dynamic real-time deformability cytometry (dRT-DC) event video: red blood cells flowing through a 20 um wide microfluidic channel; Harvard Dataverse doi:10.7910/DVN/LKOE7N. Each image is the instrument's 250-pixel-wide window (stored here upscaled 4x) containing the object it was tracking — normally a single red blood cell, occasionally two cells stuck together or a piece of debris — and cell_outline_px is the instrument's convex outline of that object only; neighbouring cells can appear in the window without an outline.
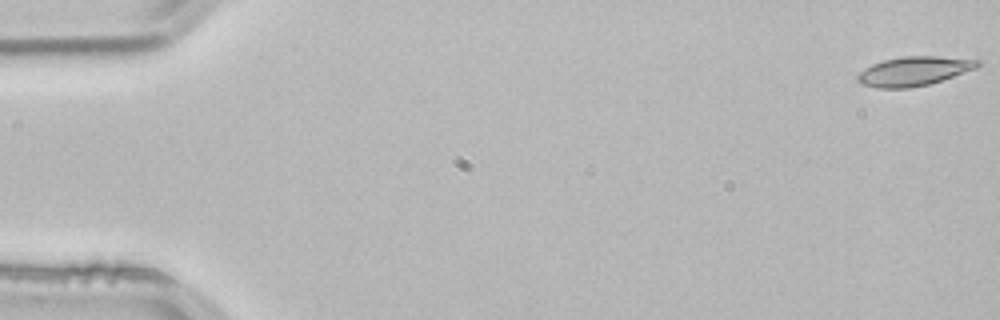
{"species": "common noctule bat (a hibernating species)", "species_latin": "Nyctalus noctula", "temperature_condition": "room temperature", "stored_images_in_passage": 53, "camera_frame_rate_fps": 3000, "um_per_image_px": 0.085, "animal": {"sex": "male", "body_mass_g": 21.5, "forearm_length_mm": 52.0}, "frame": {"image": 1, "passage_image": 1, "time_ms": 0.0, "image_size_px": [1000, 320], "cell_outline_px": [[980, 64], [976, 68], [928, 84], [908, 88], [876, 88], [860, 84], [856, 80], [856, 76], [864, 68], [872, 64], [884, 60], [904, 56], [936, 56], [980, 60]], "centroid_in_image_um": [77.62, 6.05], "position_along_channel_um": 7.4, "area_um2": 20.23}}
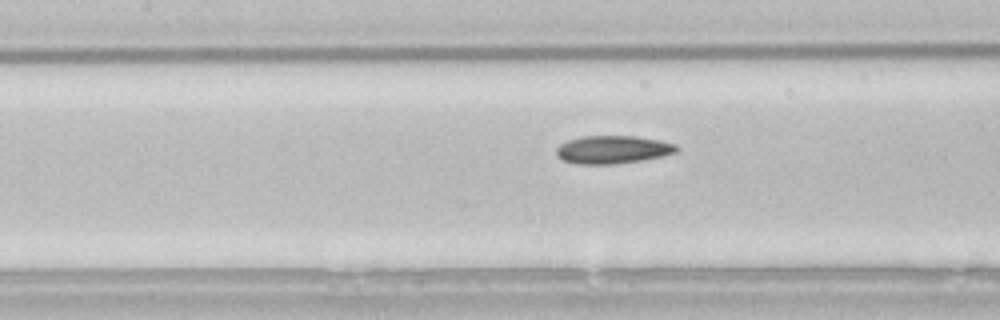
{"frame": {"image": 2, "passage_image": 24, "time_ms": 7.667, "image_size_px": [1000, 320], "cell_outline_px": [[680, 148], [676, 152], [660, 156], [640, 160], [616, 164], [576, 164], [564, 160], [556, 156], [556, 148], [560, 144], [568, 140], [580, 136], [636, 136], [660, 140], [676, 144]], "centroid_in_image_um": [52.06, 12.71], "position_along_channel_um": 155.3, "area_um2": 19.65}}
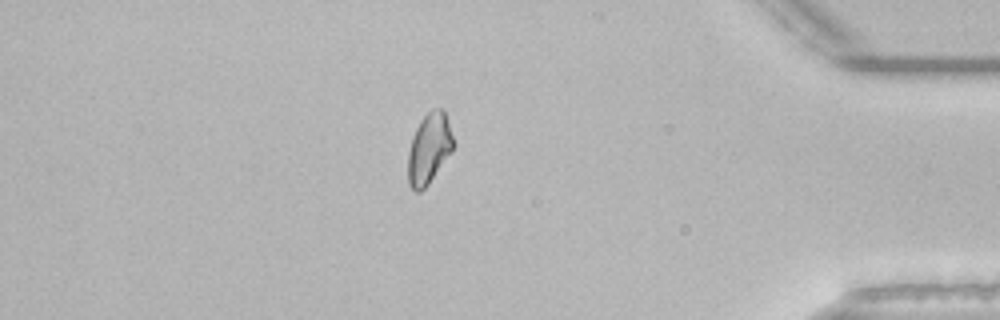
{"frame": {"image": 3, "passage_image": 46, "time_ms": 15.0, "image_size_px": [1000, 320], "cell_outline_px": [[456, 144], [452, 152], [428, 184], [420, 192], [416, 192], [408, 184], [408, 152], [412, 136], [420, 120], [432, 108], [444, 108]], "centroid_in_image_um": [36.49, 12.6], "position_along_channel_um": 398.7, "area_um2": 18.96}, "authors_computed_cell_mechanics": {"area_um2": 19.4208, "velocity_mm_per_s": 3.8421, "shape_relaxation_time_tau1_ms": null, "shape_relaxation_time_tau2_ms": 6.1925, "deformation_change_tau1": null, "deformation_change_tau2": 0.1069}}